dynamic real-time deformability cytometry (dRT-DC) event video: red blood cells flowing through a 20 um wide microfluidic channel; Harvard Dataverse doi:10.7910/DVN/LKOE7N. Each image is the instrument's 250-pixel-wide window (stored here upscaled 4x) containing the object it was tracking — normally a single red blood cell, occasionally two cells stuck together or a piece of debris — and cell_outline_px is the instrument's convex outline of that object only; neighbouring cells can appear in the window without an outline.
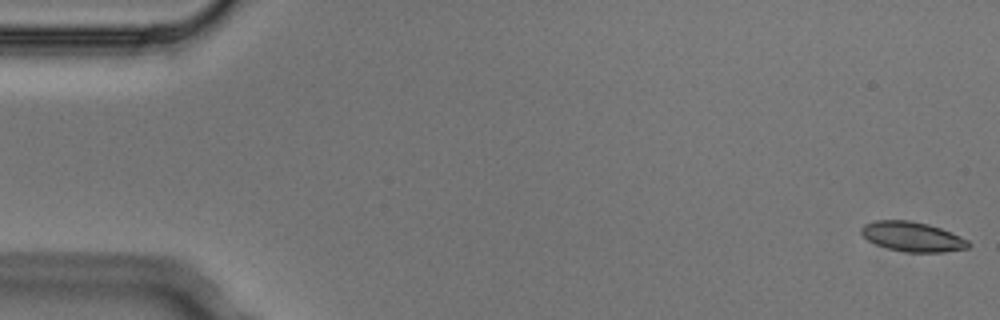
{"species": "Egyptian fruit bat (a non-hibernating species)", "species_latin": "Rousettus aegyptiacus", "temperature_condition": "cold", "stored_images_in_passage": 5, "camera_frame_rate_fps": 3000, "um_per_image_px": 0.085, "animal": {"sex": "male"}, "frame": {"image": 1, "passage_image": 1, "time_ms": 0.0, "image_size_px": [1000, 320], "cell_outline_px": [[972, 244], [968, 248], [944, 252], [904, 252], [888, 248], [876, 244], [868, 240], [860, 232], [860, 228], [864, 224], [876, 220], [912, 220], [928, 224], [940, 228], [960, 236], [968, 240]], "centroid_in_image_um": [77.56, 20.11], "position_along_channel_um": 7.4, "area_um2": 18.61}}
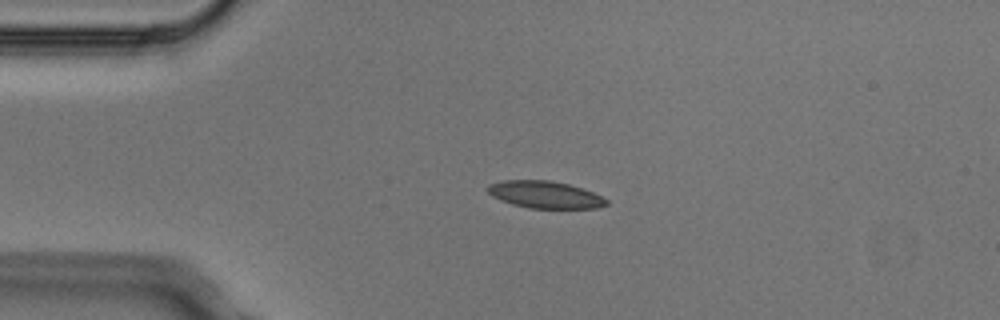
{"frame": {"image": 2, "passage_image": 4, "time_ms": 1.0, "image_size_px": [1000, 320], "cell_outline_px": [[608, 204], [596, 208], [528, 208], [512, 204], [500, 200], [492, 196], [484, 188], [488, 184], [504, 180], [552, 180], [568, 184], [592, 192], [608, 200]], "centroid_in_image_um": [46.27, 16.54], "position_along_channel_um": 38.7, "area_um2": 18.79}}